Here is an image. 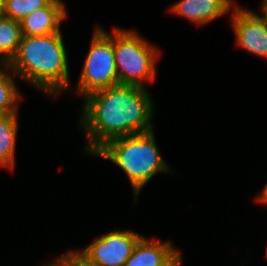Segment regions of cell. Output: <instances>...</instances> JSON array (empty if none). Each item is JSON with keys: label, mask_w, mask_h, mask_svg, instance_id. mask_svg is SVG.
<instances>
[{"label": "cell", "mask_w": 267, "mask_h": 266, "mask_svg": "<svg viewBox=\"0 0 267 266\" xmlns=\"http://www.w3.org/2000/svg\"><path fill=\"white\" fill-rule=\"evenodd\" d=\"M62 32L22 36L9 65L15 75L56 98L70 89L68 55Z\"/></svg>", "instance_id": "cell-2"}, {"label": "cell", "mask_w": 267, "mask_h": 266, "mask_svg": "<svg viewBox=\"0 0 267 266\" xmlns=\"http://www.w3.org/2000/svg\"><path fill=\"white\" fill-rule=\"evenodd\" d=\"M21 38L20 22L0 15V63H10L18 51Z\"/></svg>", "instance_id": "cell-12"}, {"label": "cell", "mask_w": 267, "mask_h": 266, "mask_svg": "<svg viewBox=\"0 0 267 266\" xmlns=\"http://www.w3.org/2000/svg\"><path fill=\"white\" fill-rule=\"evenodd\" d=\"M18 115L0 114V167L14 170Z\"/></svg>", "instance_id": "cell-11"}, {"label": "cell", "mask_w": 267, "mask_h": 266, "mask_svg": "<svg viewBox=\"0 0 267 266\" xmlns=\"http://www.w3.org/2000/svg\"><path fill=\"white\" fill-rule=\"evenodd\" d=\"M113 48L119 84L146 88L156 77L160 51L134 30L113 29Z\"/></svg>", "instance_id": "cell-4"}, {"label": "cell", "mask_w": 267, "mask_h": 266, "mask_svg": "<svg viewBox=\"0 0 267 266\" xmlns=\"http://www.w3.org/2000/svg\"><path fill=\"white\" fill-rule=\"evenodd\" d=\"M142 236L131 230H115L73 252L90 266H124Z\"/></svg>", "instance_id": "cell-6"}, {"label": "cell", "mask_w": 267, "mask_h": 266, "mask_svg": "<svg viewBox=\"0 0 267 266\" xmlns=\"http://www.w3.org/2000/svg\"><path fill=\"white\" fill-rule=\"evenodd\" d=\"M152 97L146 88L118 84L84 97L79 123L88 139L84 151L94 155L114 138L153 131Z\"/></svg>", "instance_id": "cell-1"}, {"label": "cell", "mask_w": 267, "mask_h": 266, "mask_svg": "<svg viewBox=\"0 0 267 266\" xmlns=\"http://www.w3.org/2000/svg\"><path fill=\"white\" fill-rule=\"evenodd\" d=\"M76 92L84 97L87 95L119 84L113 35L102 27H96L88 55L82 68Z\"/></svg>", "instance_id": "cell-5"}, {"label": "cell", "mask_w": 267, "mask_h": 266, "mask_svg": "<svg viewBox=\"0 0 267 266\" xmlns=\"http://www.w3.org/2000/svg\"><path fill=\"white\" fill-rule=\"evenodd\" d=\"M43 266H70V251H67L62 256H59L53 263H48Z\"/></svg>", "instance_id": "cell-15"}, {"label": "cell", "mask_w": 267, "mask_h": 266, "mask_svg": "<svg viewBox=\"0 0 267 266\" xmlns=\"http://www.w3.org/2000/svg\"><path fill=\"white\" fill-rule=\"evenodd\" d=\"M255 201L267 205V183H265L261 193L255 198Z\"/></svg>", "instance_id": "cell-17"}, {"label": "cell", "mask_w": 267, "mask_h": 266, "mask_svg": "<svg viewBox=\"0 0 267 266\" xmlns=\"http://www.w3.org/2000/svg\"><path fill=\"white\" fill-rule=\"evenodd\" d=\"M52 0H4L2 15L21 22L27 15L46 7Z\"/></svg>", "instance_id": "cell-14"}, {"label": "cell", "mask_w": 267, "mask_h": 266, "mask_svg": "<svg viewBox=\"0 0 267 266\" xmlns=\"http://www.w3.org/2000/svg\"><path fill=\"white\" fill-rule=\"evenodd\" d=\"M233 2V0H179L169 11L202 26L230 12L236 5Z\"/></svg>", "instance_id": "cell-10"}, {"label": "cell", "mask_w": 267, "mask_h": 266, "mask_svg": "<svg viewBox=\"0 0 267 266\" xmlns=\"http://www.w3.org/2000/svg\"><path fill=\"white\" fill-rule=\"evenodd\" d=\"M3 2L4 0H0V15H2V11H3Z\"/></svg>", "instance_id": "cell-20"}, {"label": "cell", "mask_w": 267, "mask_h": 266, "mask_svg": "<svg viewBox=\"0 0 267 266\" xmlns=\"http://www.w3.org/2000/svg\"><path fill=\"white\" fill-rule=\"evenodd\" d=\"M0 64V114H18L17 102L22 99V94L17 89L13 76L10 75L13 71L9 63Z\"/></svg>", "instance_id": "cell-13"}, {"label": "cell", "mask_w": 267, "mask_h": 266, "mask_svg": "<svg viewBox=\"0 0 267 266\" xmlns=\"http://www.w3.org/2000/svg\"><path fill=\"white\" fill-rule=\"evenodd\" d=\"M154 130L111 139L94 155L114 162L129 178L137 201L141 189L157 173L171 172L156 145Z\"/></svg>", "instance_id": "cell-3"}, {"label": "cell", "mask_w": 267, "mask_h": 266, "mask_svg": "<svg viewBox=\"0 0 267 266\" xmlns=\"http://www.w3.org/2000/svg\"><path fill=\"white\" fill-rule=\"evenodd\" d=\"M261 9V14L263 15L262 17L265 19L267 23V0H263L262 5L260 7Z\"/></svg>", "instance_id": "cell-18"}, {"label": "cell", "mask_w": 267, "mask_h": 266, "mask_svg": "<svg viewBox=\"0 0 267 266\" xmlns=\"http://www.w3.org/2000/svg\"><path fill=\"white\" fill-rule=\"evenodd\" d=\"M181 253L170 241L160 243L154 237H141L124 266H170Z\"/></svg>", "instance_id": "cell-8"}, {"label": "cell", "mask_w": 267, "mask_h": 266, "mask_svg": "<svg viewBox=\"0 0 267 266\" xmlns=\"http://www.w3.org/2000/svg\"><path fill=\"white\" fill-rule=\"evenodd\" d=\"M61 0H52L46 7L27 15L21 22L22 36L49 35L60 32L67 10Z\"/></svg>", "instance_id": "cell-9"}, {"label": "cell", "mask_w": 267, "mask_h": 266, "mask_svg": "<svg viewBox=\"0 0 267 266\" xmlns=\"http://www.w3.org/2000/svg\"><path fill=\"white\" fill-rule=\"evenodd\" d=\"M182 264V257L180 256L172 265L170 266H181Z\"/></svg>", "instance_id": "cell-19"}, {"label": "cell", "mask_w": 267, "mask_h": 266, "mask_svg": "<svg viewBox=\"0 0 267 266\" xmlns=\"http://www.w3.org/2000/svg\"><path fill=\"white\" fill-rule=\"evenodd\" d=\"M232 28L238 47L248 53L267 59V23L261 14L235 5L232 10Z\"/></svg>", "instance_id": "cell-7"}, {"label": "cell", "mask_w": 267, "mask_h": 266, "mask_svg": "<svg viewBox=\"0 0 267 266\" xmlns=\"http://www.w3.org/2000/svg\"><path fill=\"white\" fill-rule=\"evenodd\" d=\"M70 266H90L84 263L74 252L70 250Z\"/></svg>", "instance_id": "cell-16"}]
</instances>
